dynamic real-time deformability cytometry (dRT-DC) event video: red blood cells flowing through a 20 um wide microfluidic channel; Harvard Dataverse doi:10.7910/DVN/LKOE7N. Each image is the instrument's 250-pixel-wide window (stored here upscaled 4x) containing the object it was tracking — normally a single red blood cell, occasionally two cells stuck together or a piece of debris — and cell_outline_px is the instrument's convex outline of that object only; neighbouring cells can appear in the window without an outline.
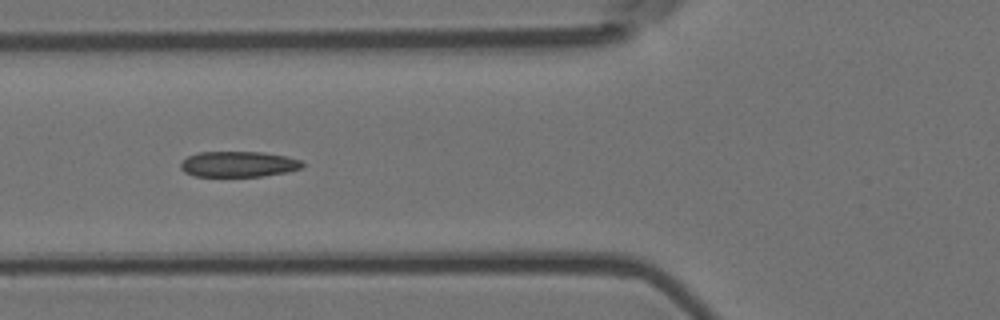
{"species": "Egyptian fruit bat (a non-hibernating species)", "species_latin": "Rousettus aegyptiacus", "temperature_condition": "room temperature", "stored_images_in_passage": 5, "camera_frame_rate_fps": 3000, "um_per_image_px": 0.085, "animal": {"sex": "female"}, "frame": {"image": 1, "passage_image": 5, "time_ms": 1.333, "image_size_px": [1000, 320], "cell_outline_px": [[304, 164], [300, 168], [288, 172], [264, 176], [196, 176], [184, 172], [180, 168], [180, 164], [188, 156], [200, 152], [264, 152], [288, 156], [300, 160]], "centroid_in_image_um": [20.29, 13.95], "position_along_channel_um": 105.5, "area_um2": 18.21}}